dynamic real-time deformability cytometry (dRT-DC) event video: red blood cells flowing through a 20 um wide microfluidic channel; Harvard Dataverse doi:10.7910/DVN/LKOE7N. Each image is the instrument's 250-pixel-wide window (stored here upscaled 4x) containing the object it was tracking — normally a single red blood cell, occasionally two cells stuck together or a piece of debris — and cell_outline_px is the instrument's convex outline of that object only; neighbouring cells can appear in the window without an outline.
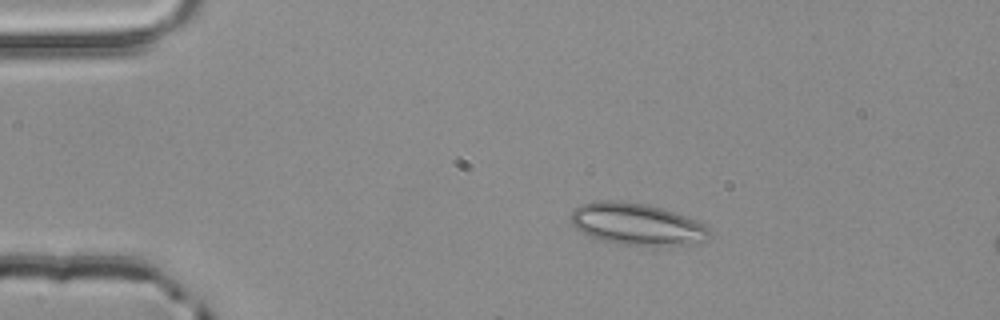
{"species": "common noctule bat (a hibernating species)", "species_latin": "Nyctalus noctula", "temperature_condition": "room temperature", "stored_images_in_passage": 3, "segment_of_instrument_passage": [1, 2], "camera_frame_rate_fps": 3000, "um_per_image_px": 0.085, "animal": {"sex": "male", "body_mass_g": 20.4}, "frame": {"image": 1, "passage_image": 1, "time_ms": 0.0, "image_size_px": [1000, 320], "cell_outline_px": [[712, 236], [704, 240], [688, 244], [616, 244], [600, 240], [588, 236], [576, 228], [572, 224], [572, 212], [580, 204], [592, 200], [620, 200], [648, 204], [664, 208], [696, 220], [704, 224], [712, 232]], "centroid_in_image_um": [54.11, 19.02], "position_along_channel_um": 30.9, "area_um2": 33.76}}